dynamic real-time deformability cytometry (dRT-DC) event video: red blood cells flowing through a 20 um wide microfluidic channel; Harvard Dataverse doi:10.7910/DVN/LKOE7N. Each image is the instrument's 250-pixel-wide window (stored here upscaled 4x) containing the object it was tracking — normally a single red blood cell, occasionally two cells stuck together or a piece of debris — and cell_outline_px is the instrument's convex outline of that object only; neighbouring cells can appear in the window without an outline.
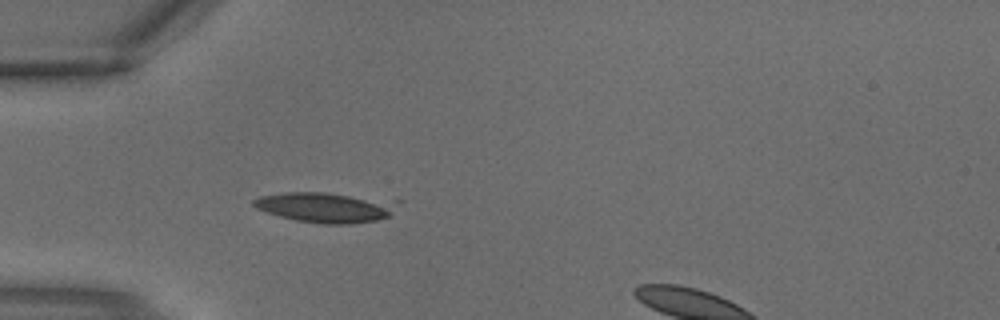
{"species": "common noctule bat (a hibernating species)", "species_latin": "Nyctalus noctula", "temperature_condition": "warm", "stored_images_in_passage": 2, "segment_of_instrument_passage": [1, 2], "camera_frame_rate_fps": 3000, "um_per_image_px": 0.085, "animal": {"sex": "male", "body_mass_g": 18.8}, "frame": {"image": 1, "passage_image": 1, "time_ms": 0.0, "image_size_px": [1000, 320], "cell_outline_px": [[388, 216], [376, 220], [352, 224], [324, 224], [296, 220], [280, 216], [256, 208], [252, 204], [252, 200], [260, 196], [284, 192], [324, 192], [348, 196], [364, 200], [388, 208]], "centroid_in_image_um": [27.25, 17.66], "position_along_channel_um": 57.8, "area_um2": 23.06}}